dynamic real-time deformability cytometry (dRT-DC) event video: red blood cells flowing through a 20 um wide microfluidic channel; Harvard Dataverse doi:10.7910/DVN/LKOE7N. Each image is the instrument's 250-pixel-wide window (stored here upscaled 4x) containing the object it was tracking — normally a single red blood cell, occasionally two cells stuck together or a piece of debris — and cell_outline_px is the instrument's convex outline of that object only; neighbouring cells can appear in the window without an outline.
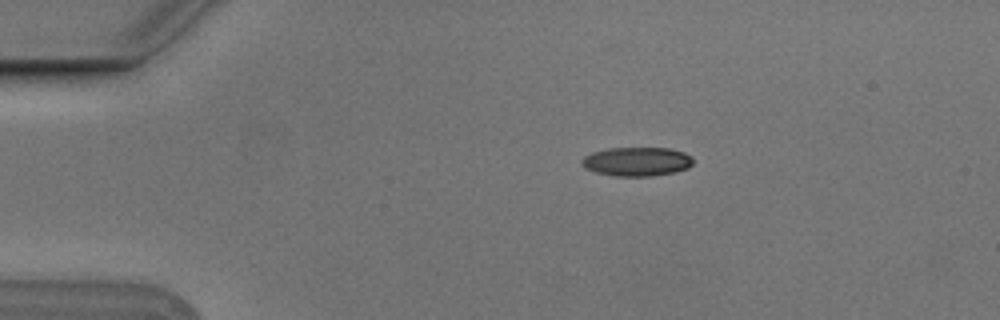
{"species": "Egyptian fruit bat (a non-hibernating species)", "species_latin": "Rousettus aegyptiacus", "temperature_condition": "cold", "stored_images_in_passage": 2, "camera_frame_rate_fps": 3000, "um_per_image_px": 0.085, "animal": {"sex": "male"}, "frame": {"image": 1, "passage_image": 1, "time_ms": 0.0, "image_size_px": [1000, 320], "cell_outline_px": [[692, 164], [688, 168], [676, 172], [652, 176], [616, 176], [596, 172], [584, 168], [580, 164], [580, 160], [584, 156], [592, 152], [608, 148], [668, 148], [684, 152], [692, 156]], "centroid_in_image_um": [54.11, 13.73], "position_along_channel_um": 30.9, "area_um2": 18.96}}